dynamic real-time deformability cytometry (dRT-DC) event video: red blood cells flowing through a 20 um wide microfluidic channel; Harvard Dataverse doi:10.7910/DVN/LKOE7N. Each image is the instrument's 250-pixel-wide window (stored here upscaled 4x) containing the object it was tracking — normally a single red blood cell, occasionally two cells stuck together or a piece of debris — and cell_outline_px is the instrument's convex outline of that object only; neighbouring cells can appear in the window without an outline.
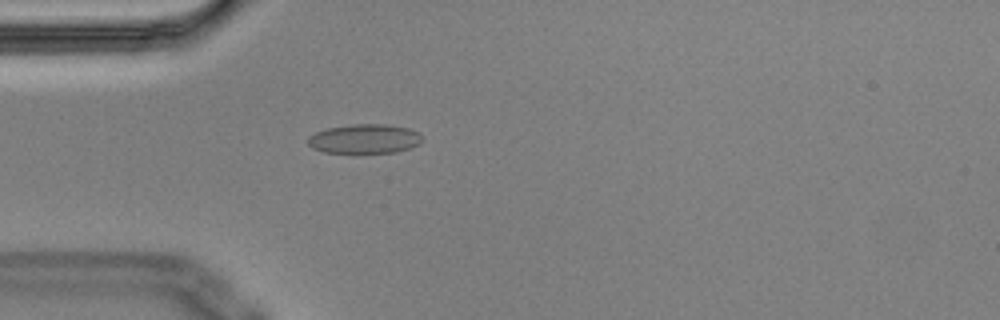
{"species": "Egyptian fruit bat (a non-hibernating species)", "species_latin": "Rousettus aegyptiacus", "temperature_condition": "cold", "stored_images_in_passage": 4, "camera_frame_rate_fps": 3000, "um_per_image_px": 0.085, "animal": {"sex": "male"}, "frame": {"image": 1, "passage_image": 4, "time_ms": 1.0, "image_size_px": [1000, 320], "cell_outline_px": [[424, 140], [420, 144], [412, 148], [396, 152], [356, 156], [352, 156], [324, 152], [312, 148], [308, 144], [308, 136], [316, 132], [328, 128], [352, 124], [384, 124], [408, 128], [420, 132]], "centroid_in_image_um": [31.01, 11.86], "position_along_channel_um": 54.0, "area_um2": 20.69}}